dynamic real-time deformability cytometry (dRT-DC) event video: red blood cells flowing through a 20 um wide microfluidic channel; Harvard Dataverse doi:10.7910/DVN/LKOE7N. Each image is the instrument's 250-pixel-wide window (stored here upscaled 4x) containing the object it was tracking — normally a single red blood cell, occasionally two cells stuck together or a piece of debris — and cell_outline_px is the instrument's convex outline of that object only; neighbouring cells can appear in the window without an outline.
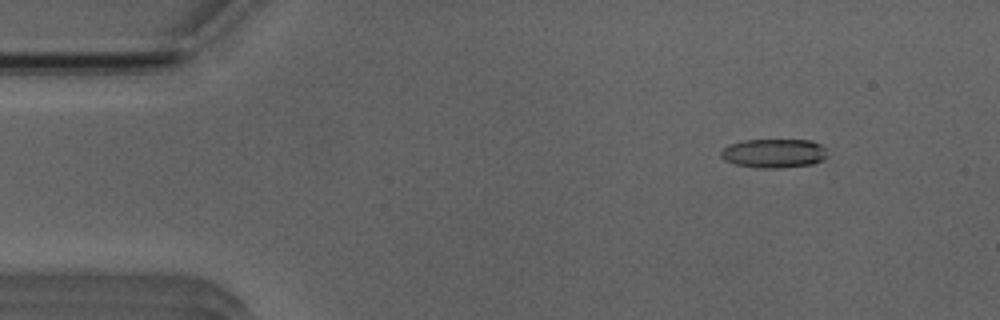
{"species": "Egyptian fruit bat (a non-hibernating species)", "species_latin": "Rousettus aegyptiacus", "temperature_condition": "room temperature", "stored_images_in_passage": 11, "camera_frame_rate_fps": 3000, "um_per_image_px": 0.085, "animal": {"sex": "male"}, "frame": {"image": 1, "passage_image": 4, "time_ms": 1.0, "image_size_px": [1000, 320], "cell_outline_px": [[828, 156], [824, 160], [812, 164], [780, 168], [756, 168], [736, 164], [724, 160], [720, 156], [720, 152], [728, 144], [744, 140], [808, 140], [820, 144], [824, 148]], "centroid_in_image_um": [65.77, 13.03], "position_along_channel_um": 19.2, "area_um2": 18.09}}